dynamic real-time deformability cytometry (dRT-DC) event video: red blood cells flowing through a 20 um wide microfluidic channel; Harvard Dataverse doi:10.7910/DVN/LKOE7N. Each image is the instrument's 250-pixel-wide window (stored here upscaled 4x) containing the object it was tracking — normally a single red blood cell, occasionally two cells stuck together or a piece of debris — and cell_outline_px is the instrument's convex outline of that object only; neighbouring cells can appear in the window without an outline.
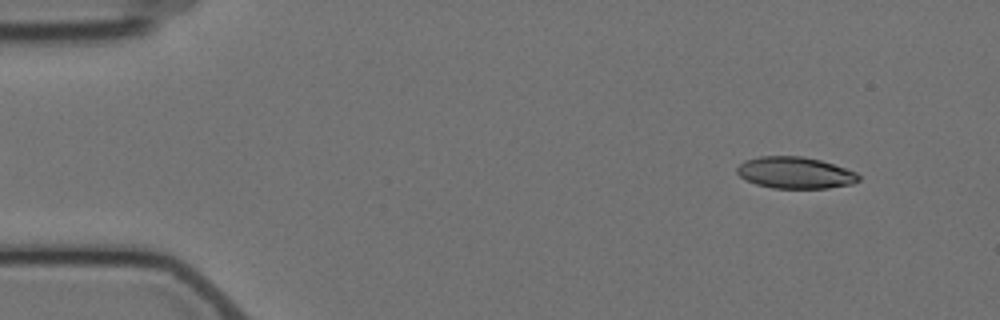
{"species": "Egyptian fruit bat (a non-hibernating species)", "species_latin": "Rousettus aegyptiacus", "temperature_condition": "cold", "stored_images_in_passage": 5, "segment_of_instrument_passage": [2, 2], "camera_frame_rate_fps": 3000, "um_per_image_px": 0.085, "animal": {"sex": "female"}, "frame": {"image": 1, "passage_image": 5, "time_ms": 5.333, "image_size_px": [1000, 320], "cell_outline_px": [[860, 180], [852, 184], [828, 188], [772, 188], [756, 184], [740, 176], [736, 172], [736, 168], [744, 160], [760, 156], [800, 156], [820, 160], [856, 172], [860, 176]], "centroid_in_image_um": [67.58, 14.68], "position_along_channel_um": 17.4, "area_um2": 22.31}}